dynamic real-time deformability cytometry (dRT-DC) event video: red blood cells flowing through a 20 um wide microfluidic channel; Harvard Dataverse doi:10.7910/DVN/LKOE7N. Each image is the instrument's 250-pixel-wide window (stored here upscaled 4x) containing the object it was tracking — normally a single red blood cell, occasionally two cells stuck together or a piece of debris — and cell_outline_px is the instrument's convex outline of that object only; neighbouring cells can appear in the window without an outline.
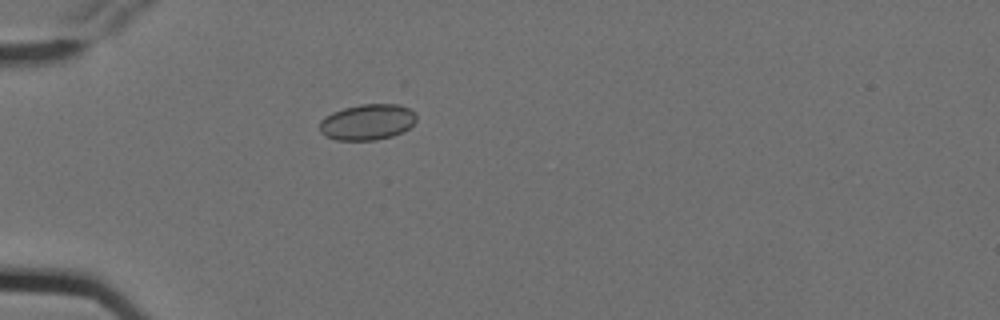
{"species": "Egyptian fruit bat (a non-hibernating species)", "species_latin": "Rousettus aegyptiacus", "temperature_condition": "cold", "stored_images_in_passage": 6, "camera_frame_rate_fps": 3000, "um_per_image_px": 0.085, "animal": {"sex": "female"}, "frame": {"image": 1, "passage_image": 5, "time_ms": 1.333, "image_size_px": [1000, 320], "cell_outline_px": [[416, 120], [408, 128], [392, 136], [376, 140], [336, 140], [324, 136], [320, 132], [320, 120], [324, 116], [332, 112], [344, 108], [360, 104], [400, 104], [416, 112]], "centroid_in_image_um": [31.2, 10.37], "position_along_channel_um": 53.8, "area_um2": 20.35}}